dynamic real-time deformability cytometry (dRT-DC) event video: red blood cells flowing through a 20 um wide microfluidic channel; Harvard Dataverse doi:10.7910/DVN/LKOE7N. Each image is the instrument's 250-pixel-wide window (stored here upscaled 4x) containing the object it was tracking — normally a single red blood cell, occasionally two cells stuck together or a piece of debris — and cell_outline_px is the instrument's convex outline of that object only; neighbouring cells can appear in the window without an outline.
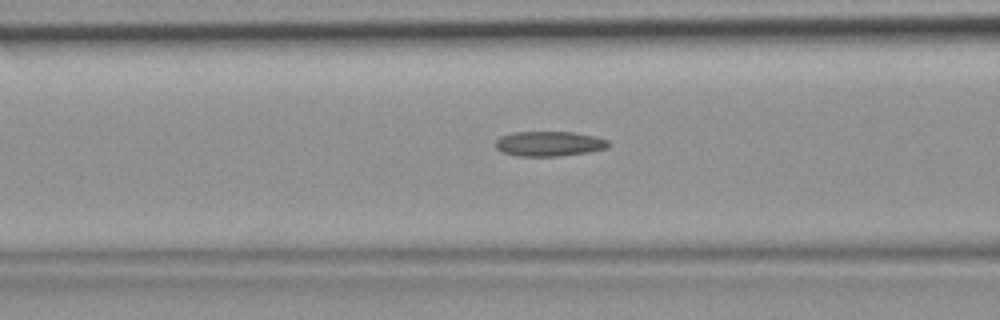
{"species": "common noctule bat (a hibernating species)", "species_latin": "Nyctalus noctula", "temperature_condition": "room temperature", "stored_images_in_passage": 39, "camera_frame_rate_fps": 3000, "um_per_image_px": 0.085, "animal": {"sex": "female", "body_mass_g": 19.9}, "frame": {"image": 1, "passage_image": 12, "time_ms": 3.667, "image_size_px": [1000, 320], "cell_outline_px": [[608, 144], [604, 148], [588, 152], [556, 156], [516, 156], [504, 152], [496, 148], [496, 140], [500, 136], [512, 132], [572, 132], [596, 136], [608, 140]], "centroid_in_image_um": [46.64, 12.21], "position_along_channel_um": 120.0, "area_um2": 16.24}}
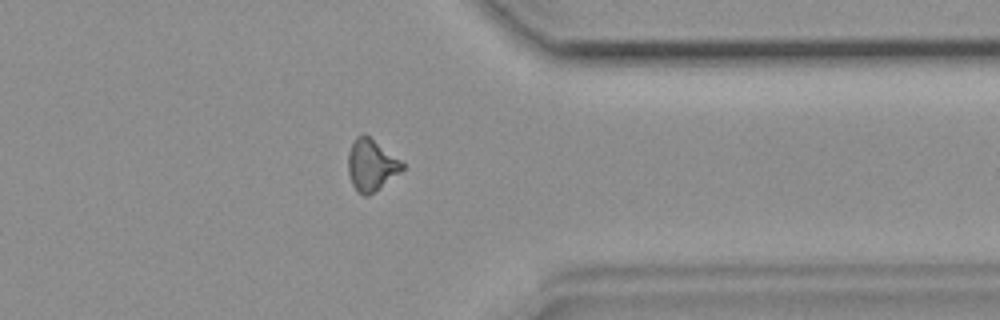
{"frame": {"image": 2, "passage_image": 30, "time_ms": 9.667, "image_size_px": [1000, 320], "cell_outline_px": [[404, 168], [400, 172], [368, 196], [364, 196], [352, 184], [348, 172], [348, 152], [356, 136], [364, 132], [400, 160], [404, 164]], "centroid_in_image_um": [31.54, 14.0], "position_along_channel_um": 379.9, "area_um2": 16.01}}
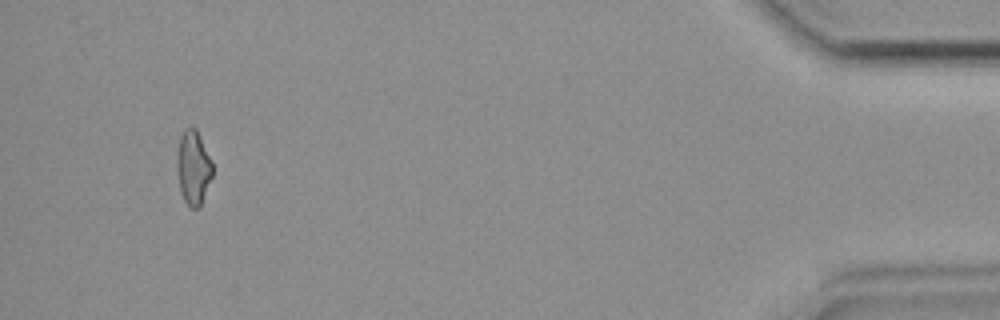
{"frame": {"image": 3, "passage_image": 37, "time_ms": 12.0, "image_size_px": [1000, 320], "cell_outline_px": [[212, 176], [200, 208], [192, 208], [184, 200], [180, 192], [176, 168], [176, 156], [180, 136], [188, 128], [196, 128], [200, 136], [212, 164]], "centroid_in_image_um": [16.41, 14.28], "position_along_channel_um": 418.8, "area_um2": 15.26}}